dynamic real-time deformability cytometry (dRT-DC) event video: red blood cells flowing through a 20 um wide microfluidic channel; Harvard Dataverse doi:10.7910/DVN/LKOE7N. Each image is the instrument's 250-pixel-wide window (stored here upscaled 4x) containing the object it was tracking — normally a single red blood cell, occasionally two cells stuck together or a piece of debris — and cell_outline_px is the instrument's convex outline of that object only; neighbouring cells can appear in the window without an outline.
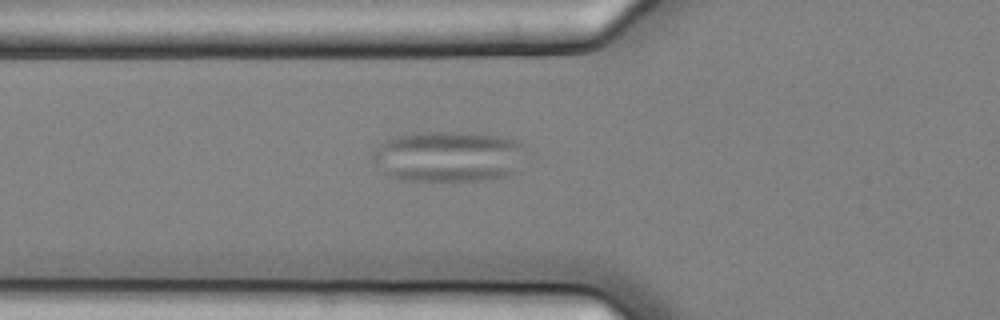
{"species": "common noctule bat (a hibernating species)", "species_latin": "Nyctalus noctula", "temperature_condition": "cold", "stored_images_in_passage": 37, "camera_frame_rate_fps": 3000, "um_per_image_px": 0.085, "animal": {"sex": "female", "body_mass_g": 25.1}, "frame": {"image": 1, "passage_image": 5, "time_ms": 1.333, "image_size_px": [1000, 320], "cell_outline_px": [[524, 148], [520, 172], [488, 180], [400, 180], [388, 176], [380, 172], [368, 156], [384, 140], [392, 136], [412, 132], [468, 132], [500, 136], [516, 140]], "centroid_in_image_um": [38.06, 13.3], "position_along_channel_um": 87.7, "area_um2": 46.36}}
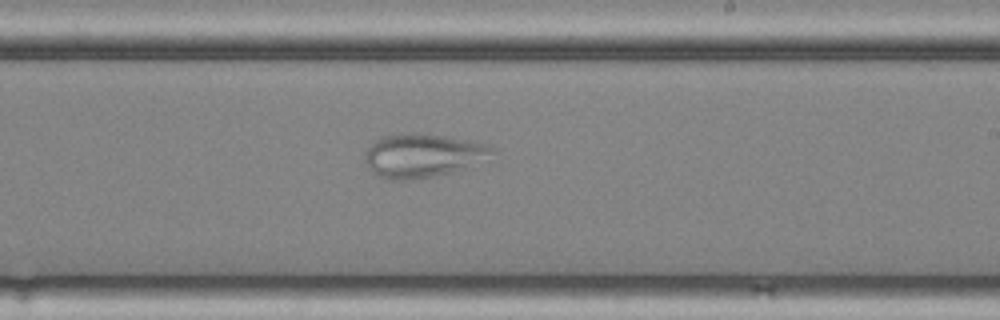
{"frame": {"image": 2, "passage_image": 19, "time_ms": 6.0, "image_size_px": [1000, 320], "cell_outline_px": [[496, 152], [464, 168], [452, 172], [432, 176], [408, 180], [388, 180], [372, 172], [364, 160], [364, 152], [376, 140], [384, 136], [400, 132], [412, 132], [440, 136], [484, 144], [496, 148]], "centroid_in_image_um": [35.85, 13.22], "position_along_channel_um": 253.2, "area_um2": 31.85}}
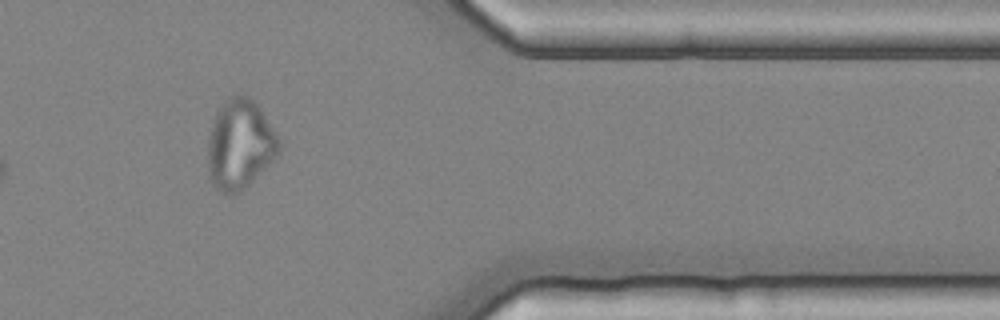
{"frame": {"image": 3, "passage_image": 32, "time_ms": 10.333, "image_size_px": [1000, 320], "cell_outline_px": [[284, 144], [280, 152], [240, 192], [232, 196], [228, 196], [216, 192], [208, 180], [208, 140], [212, 124], [216, 112], [224, 100], [228, 96], [240, 92], [248, 96], [260, 108]], "centroid_in_image_um": [20.37, 12.29], "position_along_channel_um": 391.0, "area_um2": 37.97}}